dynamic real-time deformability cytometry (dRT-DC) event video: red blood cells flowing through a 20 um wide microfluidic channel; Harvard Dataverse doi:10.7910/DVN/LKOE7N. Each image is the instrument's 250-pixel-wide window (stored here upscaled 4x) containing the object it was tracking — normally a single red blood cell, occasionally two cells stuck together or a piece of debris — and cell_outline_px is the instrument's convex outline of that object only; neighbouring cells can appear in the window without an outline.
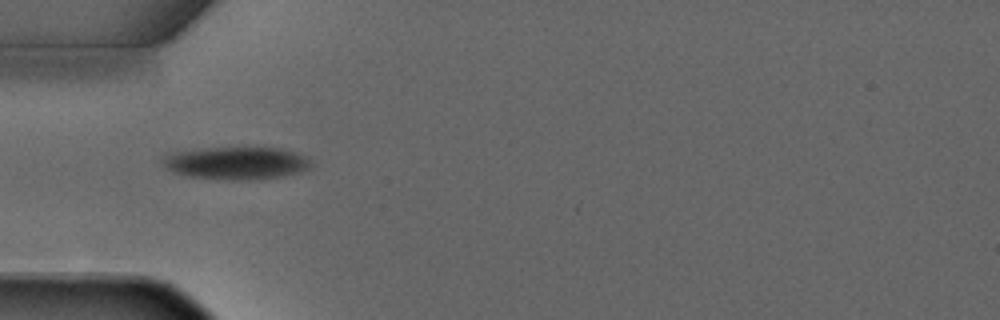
{"species": "common noctule bat (a hibernating species)", "species_latin": "Nyctalus noctula", "temperature_condition": "warm", "stored_images_in_passage": 1, "camera_frame_rate_fps": 3000, "um_per_image_px": 0.085, "animal": {"sex": "male", "forearm_length_mm": 52.5}, "frame": {"image": 1, "passage_image": 1, "time_ms": 0.0, "image_size_px": [1000, 320], "cell_outline_px": [[312, 164], [308, 168], [300, 172], [280, 176], [248, 180], [228, 180], [184, 176], [172, 172], [160, 160], [168, 152], [204, 148], [280, 148], [296, 152], [308, 156], [312, 160]], "centroid_in_image_um": [20.06, 13.86], "position_along_channel_um": 64.9, "area_um2": 28.44}}